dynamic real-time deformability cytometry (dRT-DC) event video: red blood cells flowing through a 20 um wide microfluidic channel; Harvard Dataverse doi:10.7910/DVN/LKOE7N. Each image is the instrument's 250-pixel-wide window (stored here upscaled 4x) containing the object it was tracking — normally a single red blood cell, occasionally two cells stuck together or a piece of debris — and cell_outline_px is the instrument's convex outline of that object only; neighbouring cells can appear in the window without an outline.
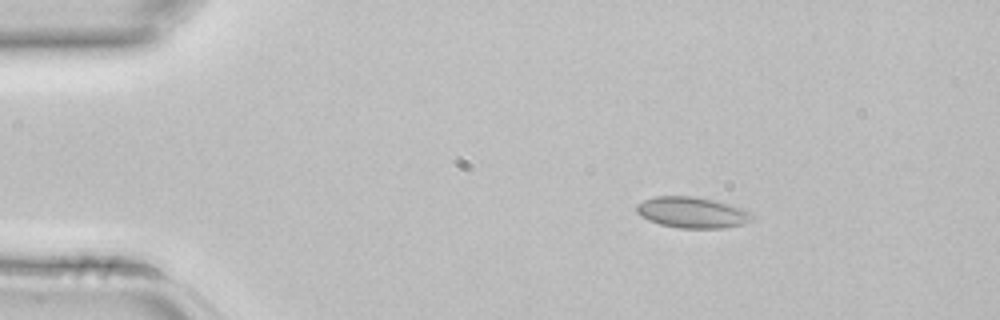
{"species": "common noctule bat (a hibernating species)", "species_latin": "Nyctalus noctula", "temperature_condition": "room temperature", "stored_images_in_passage": 3, "camera_frame_rate_fps": 3000, "um_per_image_px": 0.085, "animal": {"sex": "female", "body_mass_g": 22.7, "forearm_length_mm": 54.2}, "frame": {"image": 1, "passage_image": 2, "time_ms": 0.333, "image_size_px": [1000, 320], "cell_outline_px": [[756, 216], [740, 224], [724, 228], [680, 228], [660, 224], [648, 220], [640, 216], [636, 212], [636, 204], [644, 200], [656, 196], [692, 196], [712, 200], [728, 204], [752, 212]], "centroid_in_image_um": [58.79, 18.06], "position_along_channel_um": 26.2, "area_um2": 20.69}}